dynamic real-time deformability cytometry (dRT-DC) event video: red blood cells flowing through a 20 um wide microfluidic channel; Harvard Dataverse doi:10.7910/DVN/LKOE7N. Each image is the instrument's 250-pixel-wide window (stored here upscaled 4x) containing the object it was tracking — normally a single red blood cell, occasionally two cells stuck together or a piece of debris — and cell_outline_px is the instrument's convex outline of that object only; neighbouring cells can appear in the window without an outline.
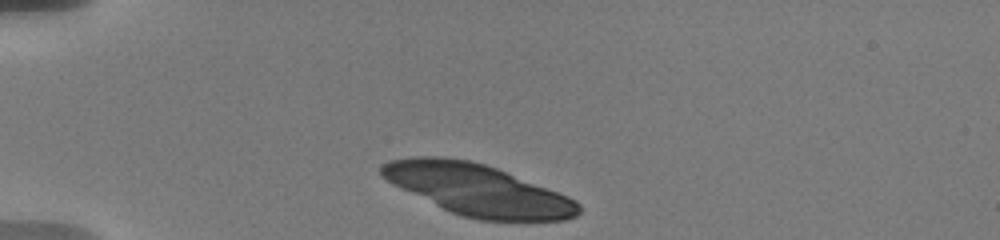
{"species": "human", "species_latin": "Homo sapiens", "temperature_condition": "warm", "stored_images_in_passage": 30, "camera_frame_rate_fps": 3000, "um_per_image_px": 0.085, "donor": {"sex": "male"}, "frame": {"image": 1, "passage_image": 1, "time_ms": 0.0, "image_size_px": [1000, 240], "cell_outline_px": [[580, 212], [576, 216], [564, 220], [480, 220], [464, 216], [452, 212], [392, 184], [380, 176], [380, 168], [388, 160], [412, 156], [444, 156], [468, 160], [484, 164], [496, 168], [568, 196], [576, 200], [580, 204]], "centroid_in_image_um": [40.58, 16.12], "position_along_channel_um": 44.4, "area_um2": 58.38}}
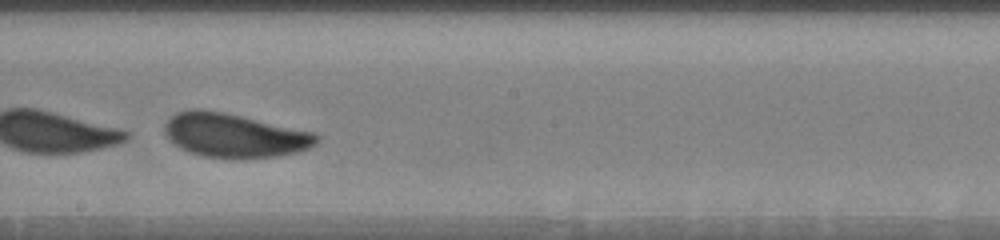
{"frame": {"image": 2, "passage_image": 19, "time_ms": 6.333, "image_size_px": [1000, 240], "cell_outline_px": [[320, 140], [316, 144], [308, 148], [296, 152], [276, 156], [244, 160], [232, 160], [204, 156], [188, 152], [180, 148], [164, 132], [164, 124], [176, 112], [192, 108], [200, 108], [224, 112], [316, 132], [320, 136]], "centroid_in_image_um": [19.95, 11.52], "position_along_channel_um": 228.3, "area_um2": 39.59}}
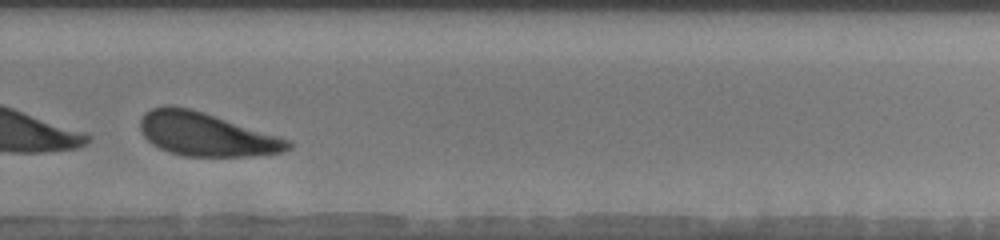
{"frame": {"image": 3, "passage_image": 25, "time_ms": 8.667, "image_size_px": [1000, 240], "cell_outline_px": [[292, 148], [284, 152], [252, 156], [184, 156], [168, 152], [152, 144], [140, 132], [140, 120], [144, 112], [152, 108], [188, 108], [292, 140]], "centroid_in_image_um": [17.55, 11.46], "position_along_channel_um": 312.2, "area_um2": 36.82}, "authors_computed_cell_mechanics": {"area_um2": 39.593, "velocity_mm_per_s": 3.6147, "shape_relaxation_time_tau1_ms": 2.8995, "shape_relaxation_time_tau2_ms": 2.3652, "deformation_change_tau1": 0.3632, "deformation_change_tau2": 0.1143}}